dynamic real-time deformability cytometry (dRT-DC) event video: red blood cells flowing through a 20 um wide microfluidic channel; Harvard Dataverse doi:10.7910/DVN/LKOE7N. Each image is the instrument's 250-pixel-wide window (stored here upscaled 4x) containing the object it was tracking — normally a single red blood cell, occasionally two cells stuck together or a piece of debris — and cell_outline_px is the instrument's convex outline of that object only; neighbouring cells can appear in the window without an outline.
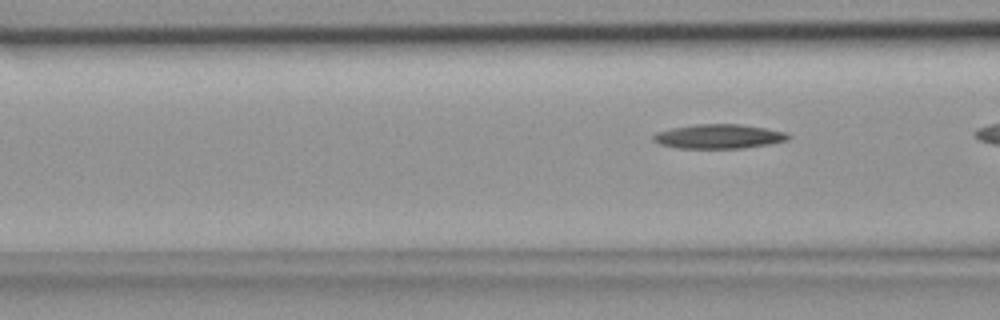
{"species": "common noctule bat (a hibernating species)", "species_latin": "Nyctalus noctula", "temperature_condition": "room temperature", "stored_images_in_passage": 6, "camera_frame_rate_fps": 3000, "um_per_image_px": 0.085, "animal": {"sex": "female", "body_mass_g": 18.4}, "frame": {"image": 1, "passage_image": 6, "time_ms": 1.667, "image_size_px": [1000, 320], "cell_outline_px": [[792, 136], [788, 140], [768, 144], [744, 148], [680, 148], [660, 144], [652, 140], [652, 136], [656, 132], [672, 128], [696, 124], [740, 124], [788, 132]], "centroid_in_image_um": [61.12, 11.59], "position_along_channel_um": 105.5, "area_um2": 19.13}}